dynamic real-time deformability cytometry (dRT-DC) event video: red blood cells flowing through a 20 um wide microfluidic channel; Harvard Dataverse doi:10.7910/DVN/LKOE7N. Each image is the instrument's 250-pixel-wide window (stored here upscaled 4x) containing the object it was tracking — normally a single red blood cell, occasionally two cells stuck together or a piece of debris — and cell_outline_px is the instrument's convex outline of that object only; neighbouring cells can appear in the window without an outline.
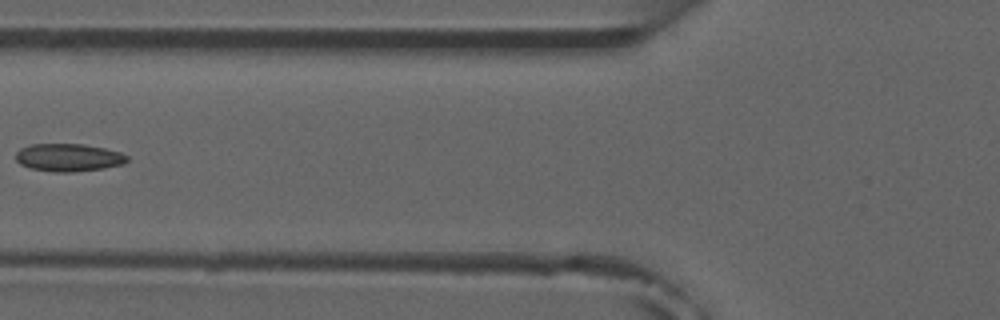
{"species": "common noctule bat (a hibernating species)", "species_latin": "Nyctalus noctula", "temperature_condition": "room temperature", "stored_images_in_passage": 7, "camera_frame_rate_fps": 3000, "um_per_image_px": 0.085, "animal": {"sex": "male", "forearm_length_mm": 52.5}, "frame": {"image": 1, "passage_image": 6, "time_ms": 5.667, "image_size_px": [1000, 320], "cell_outline_px": [[128, 160], [124, 164], [104, 168], [72, 172], [52, 172], [32, 168], [20, 164], [16, 160], [16, 152], [20, 148], [32, 144], [84, 144], [104, 148], [120, 152], [128, 156]], "centroid_in_image_um": [5.83, 13.39], "position_along_channel_um": 120.0, "area_um2": 18.03}}
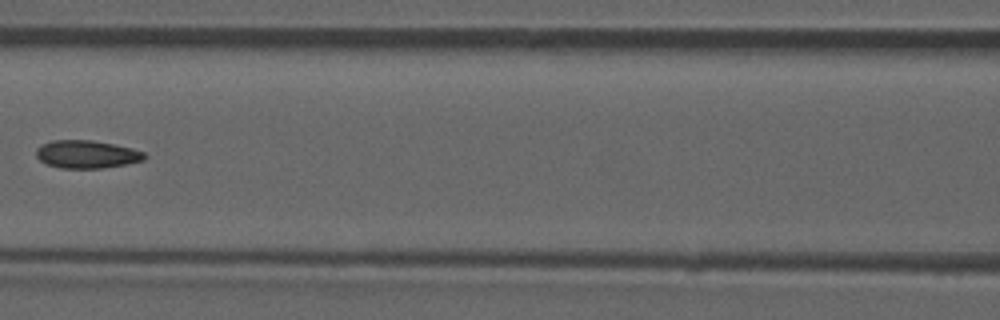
{"frame": {"image": 2, "passage_image": 7, "time_ms": 6.667, "image_size_px": [1000, 320], "cell_outline_px": [[148, 156], [144, 160], [104, 168], [60, 168], [48, 164], [40, 160], [36, 156], [36, 148], [40, 144], [52, 140], [92, 140], [132, 148], [144, 152]], "centroid_in_image_um": [7.36, 13.11], "position_along_channel_um": 159.2, "area_um2": 17.63}}